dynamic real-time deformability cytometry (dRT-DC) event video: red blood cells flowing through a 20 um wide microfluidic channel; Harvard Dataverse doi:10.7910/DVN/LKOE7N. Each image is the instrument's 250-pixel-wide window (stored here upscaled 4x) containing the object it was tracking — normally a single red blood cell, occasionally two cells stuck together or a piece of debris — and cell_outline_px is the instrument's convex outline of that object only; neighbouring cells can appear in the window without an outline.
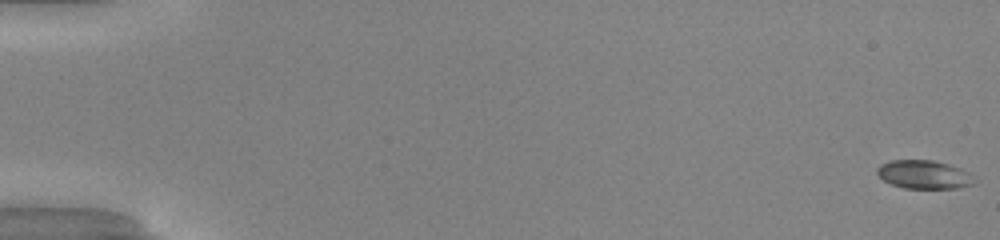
{"species": "common noctule bat (a hibernating species)", "species_latin": "Nyctalus noctula", "temperature_condition": "warm", "stored_images_in_passage": 51, "camera_frame_rate_fps": 3000, "um_per_image_px": 0.085, "animal": {"sex": "male", "body_mass_g": 20.0, "forearm_length_mm": 53.3}, "frame": {"image": 1, "passage_image": 1, "time_ms": 0.0, "image_size_px": [1000, 240], "cell_outline_px": [[976, 184], [960, 188], [904, 188], [892, 184], [884, 180], [876, 172], [876, 168], [880, 164], [888, 160], [932, 160], [948, 164], [960, 168], [976, 176]], "centroid_in_image_um": [78.58, 14.83], "position_along_channel_um": 6.4, "area_um2": 16.36}}
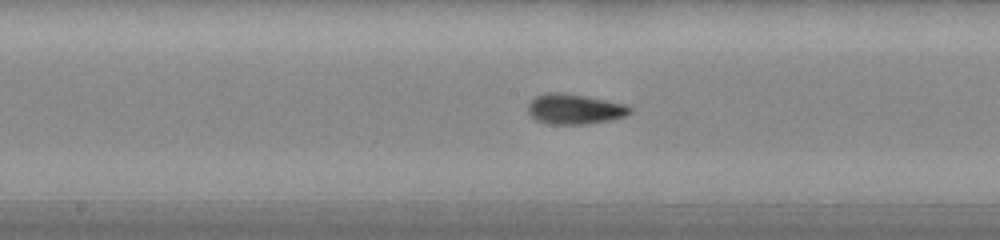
{"frame": {"image": 2, "passage_image": 28, "time_ms": 9.0, "image_size_px": [1000, 240], "cell_outline_px": [[632, 112], [624, 116], [608, 120], [588, 124], [548, 124], [536, 120], [528, 112], [528, 104], [536, 96], [544, 92], [564, 92], [624, 104], [632, 108]], "centroid_in_image_um": [48.8, 9.27], "position_along_channel_um": 199.4, "area_um2": 17.86}}
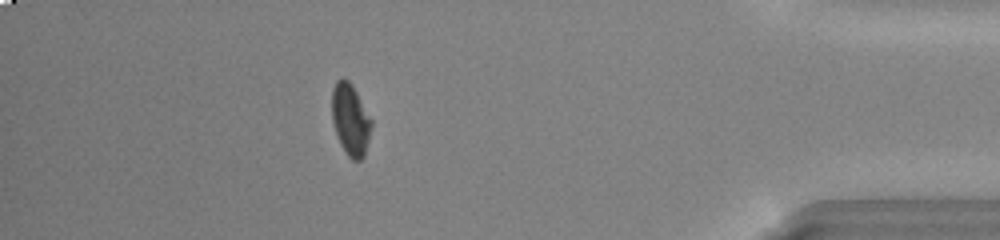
{"frame": {"image": 3, "passage_image": 46, "time_ms": 15.0, "image_size_px": [1000, 240], "cell_outline_px": [[372, 128], [364, 156], [360, 160], [352, 160], [344, 152], [340, 144], [332, 120], [332, 88], [336, 80], [340, 76], [344, 76], [352, 84], [372, 120]], "centroid_in_image_um": [29.78, 10.14], "position_along_channel_um": 405.4, "area_um2": 16.7}, "authors_computed_cell_mechanics": {"area_um2": 16.7042, "velocity_mm_per_s": 4.1346, "shape_relaxation_time_tau1_ms": 4.4281, "shape_relaxation_time_tau2_ms": 2.1318, "deformation_change_tau1": 0.1613, "deformation_change_tau2": 0.0706}}